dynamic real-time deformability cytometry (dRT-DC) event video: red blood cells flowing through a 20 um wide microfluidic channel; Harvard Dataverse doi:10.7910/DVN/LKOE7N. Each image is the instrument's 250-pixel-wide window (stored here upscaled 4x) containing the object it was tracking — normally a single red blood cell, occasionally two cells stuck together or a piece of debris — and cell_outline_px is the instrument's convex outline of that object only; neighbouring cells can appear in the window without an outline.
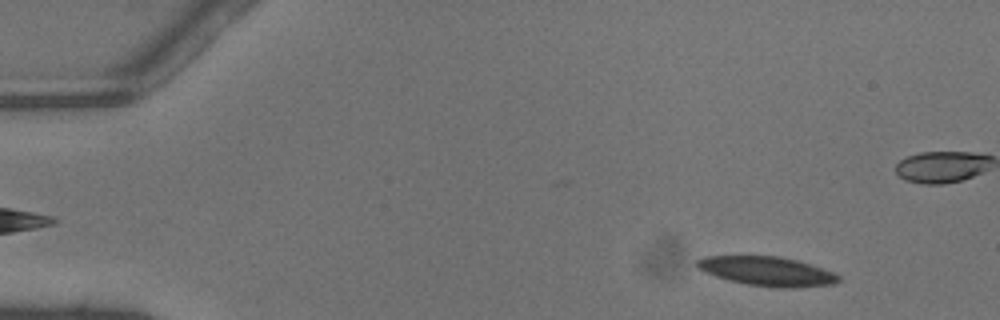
{"species": "common noctule bat (a hibernating species)", "species_latin": "Nyctalus noctula", "temperature_condition": "warm", "stored_images_in_passage": 48, "camera_frame_rate_fps": 3000, "um_per_image_px": 0.085, "animal": {"sex": "male", "body_mass_g": 13.3}, "frame": {"image": 1, "passage_image": 5, "time_ms": 1.333, "image_size_px": [1000, 320], "cell_outline_px": [[840, 280], [832, 284], [792, 288], [776, 288], [748, 284], [728, 280], [704, 272], [696, 264], [696, 260], [704, 256], [776, 256], [796, 260], [832, 272], [840, 276]], "centroid_in_image_um": [65.17, 23.06], "position_along_channel_um": 19.8, "area_um2": 23.81}}
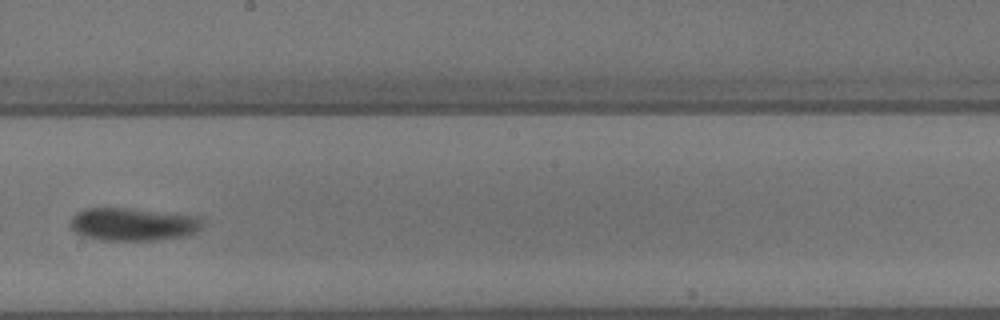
{"frame": {"image": 2, "passage_image": 27, "time_ms": 8.667, "image_size_px": [1000, 320], "cell_outline_px": [[204, 228], [196, 232], [184, 236], [156, 240], [100, 240], [84, 236], [76, 232], [68, 224], [72, 216], [76, 212], [84, 208], [132, 208], [200, 216], [204, 220]], "centroid_in_image_um": [11.34, 19.05], "position_along_channel_um": 236.9, "area_um2": 25.78}}
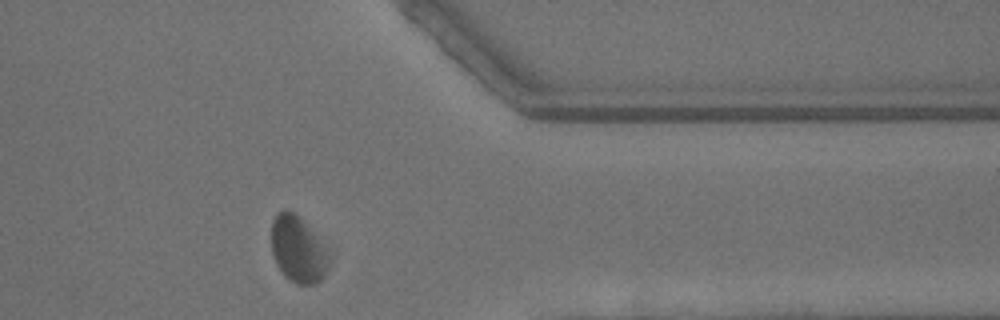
{"frame": {"image": 3, "passage_image": 38, "time_ms": 12.333, "image_size_px": [1000, 320], "cell_outline_px": [[332, 260], [324, 276], [320, 280], [312, 284], [296, 284], [284, 276], [276, 264], [272, 252], [272, 220], [276, 212], [284, 208], [300, 216], [332, 248]], "centroid_in_image_um": [25.41, 21.16], "position_along_channel_um": 386.0, "area_um2": 23.47}, "authors_computed_cell_mechanics": {"area_um2": 24.5939, "velocity_mm_per_s": 4.3981, "shape_relaxation_time_tau1_ms": 2.0699, "shape_relaxation_time_tau2_ms": 6.1391, "deformation_change_tau1": 0.0838, "deformation_change_tau2": 0.1087}}